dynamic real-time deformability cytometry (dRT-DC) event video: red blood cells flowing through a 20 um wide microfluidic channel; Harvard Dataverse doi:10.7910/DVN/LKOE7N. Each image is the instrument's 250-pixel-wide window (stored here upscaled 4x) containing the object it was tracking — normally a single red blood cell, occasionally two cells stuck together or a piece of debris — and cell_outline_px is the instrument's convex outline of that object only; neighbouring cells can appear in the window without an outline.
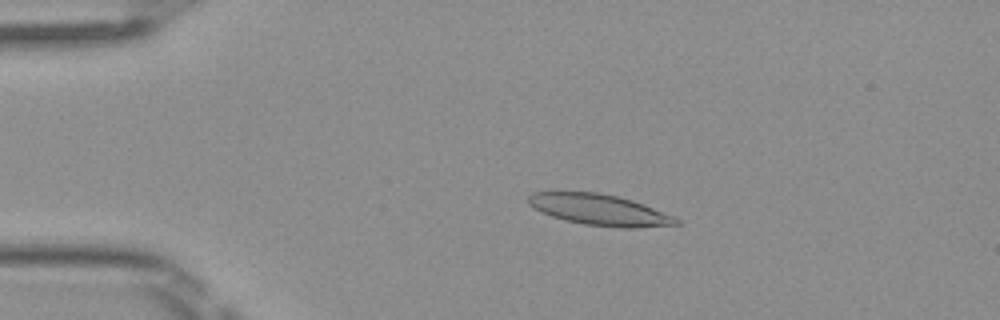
{"species": "Egyptian fruit bat (a non-hibernating species)", "species_latin": "Rousettus aegyptiacus", "temperature_condition": "room temperature", "stored_images_in_passage": 48, "camera_frame_rate_fps": 3000, "um_per_image_px": 0.085, "frame": {"image": 1, "passage_image": 9, "time_ms": 2.667, "image_size_px": [1000, 320], "cell_outline_px": [[680, 224], [636, 228], [620, 228], [584, 224], [564, 220], [540, 212], [532, 208], [528, 204], [528, 196], [532, 192], [600, 192], [632, 200], [644, 204], [672, 216], [680, 220]], "centroid_in_image_um": [50.92, 17.83], "position_along_channel_um": 34.1, "area_um2": 26.76}}
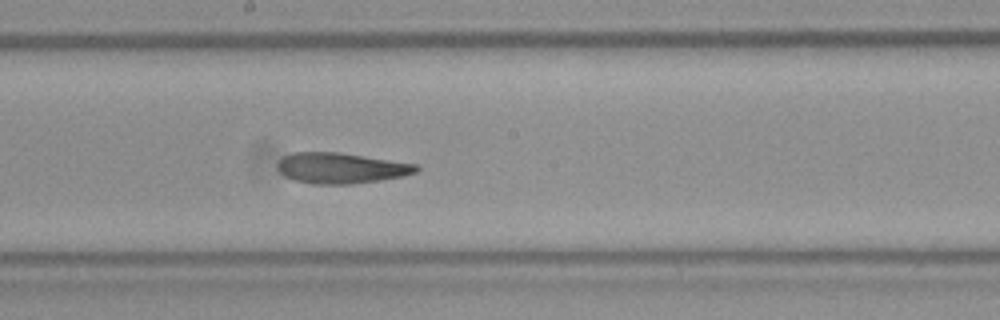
{"frame": {"image": 2, "passage_image": 26, "time_ms": 8.333, "image_size_px": [1000, 320], "cell_outline_px": [[420, 168], [416, 172], [404, 176], [380, 180], [352, 184], [312, 184], [296, 180], [284, 176], [276, 168], [276, 164], [284, 156], [292, 152], [340, 152], [416, 164]], "centroid_in_image_um": [28.96, 14.28], "position_along_channel_um": 219.2, "area_um2": 24.85}}
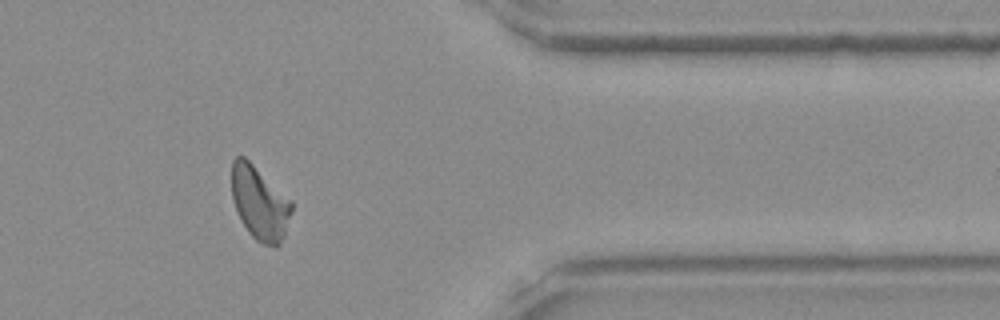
{"frame": {"image": 3, "passage_image": 40, "time_ms": 13.0, "image_size_px": [1000, 320], "cell_outline_px": [[292, 212], [284, 236], [280, 244], [276, 248], [264, 244], [256, 240], [248, 232], [240, 220], [236, 212], [232, 196], [232, 160], [236, 156], [244, 156], [292, 200]], "centroid_in_image_um": [22.07, 17.27], "position_along_channel_um": 389.3, "area_um2": 25.84}, "authors_computed_cell_mechanics": {"area_um2": 25.5765, "velocity_mm_per_s": 4.0543, "shape_relaxation_time_tau1_ms": null, "shape_relaxation_time_tau2_ms": 4.6802, "deformation_change_tau1": null, "deformation_change_tau2": 0.1311}}